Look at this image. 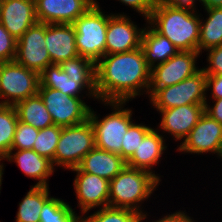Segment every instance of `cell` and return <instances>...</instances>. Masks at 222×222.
<instances>
[{
	"label": "cell",
	"mask_w": 222,
	"mask_h": 222,
	"mask_svg": "<svg viewBox=\"0 0 222 222\" xmlns=\"http://www.w3.org/2000/svg\"><path fill=\"white\" fill-rule=\"evenodd\" d=\"M151 68L140 48L104 55L95 64L96 91L99 101H132L147 94ZM146 92V93H145Z\"/></svg>",
	"instance_id": "6da1fadb"
},
{
	"label": "cell",
	"mask_w": 222,
	"mask_h": 222,
	"mask_svg": "<svg viewBox=\"0 0 222 222\" xmlns=\"http://www.w3.org/2000/svg\"><path fill=\"white\" fill-rule=\"evenodd\" d=\"M197 12L176 8L157 0L147 23L168 38L179 51H198L202 16Z\"/></svg>",
	"instance_id": "7a4b0ae2"
},
{
	"label": "cell",
	"mask_w": 222,
	"mask_h": 222,
	"mask_svg": "<svg viewBox=\"0 0 222 222\" xmlns=\"http://www.w3.org/2000/svg\"><path fill=\"white\" fill-rule=\"evenodd\" d=\"M160 182L151 172L125 166L110 180L109 206L138 212L143 222L148 214L142 210V203L152 196Z\"/></svg>",
	"instance_id": "3957f363"
},
{
	"label": "cell",
	"mask_w": 222,
	"mask_h": 222,
	"mask_svg": "<svg viewBox=\"0 0 222 222\" xmlns=\"http://www.w3.org/2000/svg\"><path fill=\"white\" fill-rule=\"evenodd\" d=\"M101 103L111 107L113 111L101 119L93 108L90 109L88 119L94 130L95 147L121 156L123 136L134 122L133 110L124 108L127 101H101Z\"/></svg>",
	"instance_id": "277c9868"
},
{
	"label": "cell",
	"mask_w": 222,
	"mask_h": 222,
	"mask_svg": "<svg viewBox=\"0 0 222 222\" xmlns=\"http://www.w3.org/2000/svg\"><path fill=\"white\" fill-rule=\"evenodd\" d=\"M108 20L109 14H105L96 0V3L72 23L79 55L95 64L105 55Z\"/></svg>",
	"instance_id": "5b68a950"
},
{
	"label": "cell",
	"mask_w": 222,
	"mask_h": 222,
	"mask_svg": "<svg viewBox=\"0 0 222 222\" xmlns=\"http://www.w3.org/2000/svg\"><path fill=\"white\" fill-rule=\"evenodd\" d=\"M94 147V130L89 119L81 124L62 127L52 164L54 168H76Z\"/></svg>",
	"instance_id": "8992f818"
},
{
	"label": "cell",
	"mask_w": 222,
	"mask_h": 222,
	"mask_svg": "<svg viewBox=\"0 0 222 222\" xmlns=\"http://www.w3.org/2000/svg\"><path fill=\"white\" fill-rule=\"evenodd\" d=\"M40 74L14 61L0 63V105L15 106L38 94Z\"/></svg>",
	"instance_id": "52a82bcc"
},
{
	"label": "cell",
	"mask_w": 222,
	"mask_h": 222,
	"mask_svg": "<svg viewBox=\"0 0 222 222\" xmlns=\"http://www.w3.org/2000/svg\"><path fill=\"white\" fill-rule=\"evenodd\" d=\"M205 72L200 68L193 76L181 82L157 89L149 101L155 109H169L189 104H205L207 101Z\"/></svg>",
	"instance_id": "ba28073f"
},
{
	"label": "cell",
	"mask_w": 222,
	"mask_h": 222,
	"mask_svg": "<svg viewBox=\"0 0 222 222\" xmlns=\"http://www.w3.org/2000/svg\"><path fill=\"white\" fill-rule=\"evenodd\" d=\"M38 94L55 125L73 126L88 120L91 107L82 100L84 97H71L60 90L48 87H39Z\"/></svg>",
	"instance_id": "9c48e42d"
},
{
	"label": "cell",
	"mask_w": 222,
	"mask_h": 222,
	"mask_svg": "<svg viewBox=\"0 0 222 222\" xmlns=\"http://www.w3.org/2000/svg\"><path fill=\"white\" fill-rule=\"evenodd\" d=\"M198 51H179L164 63L151 68L148 98L159 88L175 85L193 76L197 67Z\"/></svg>",
	"instance_id": "30bf717a"
},
{
	"label": "cell",
	"mask_w": 222,
	"mask_h": 222,
	"mask_svg": "<svg viewBox=\"0 0 222 222\" xmlns=\"http://www.w3.org/2000/svg\"><path fill=\"white\" fill-rule=\"evenodd\" d=\"M176 151L190 154L214 153L222 160V124L204 112ZM211 152V153H210Z\"/></svg>",
	"instance_id": "8fae6325"
},
{
	"label": "cell",
	"mask_w": 222,
	"mask_h": 222,
	"mask_svg": "<svg viewBox=\"0 0 222 222\" xmlns=\"http://www.w3.org/2000/svg\"><path fill=\"white\" fill-rule=\"evenodd\" d=\"M45 45V23L37 22L17 40L15 61L40 74L52 65Z\"/></svg>",
	"instance_id": "7c38bea8"
},
{
	"label": "cell",
	"mask_w": 222,
	"mask_h": 222,
	"mask_svg": "<svg viewBox=\"0 0 222 222\" xmlns=\"http://www.w3.org/2000/svg\"><path fill=\"white\" fill-rule=\"evenodd\" d=\"M70 171L76 172L73 187L81 215L87 214L96 207L101 209L109 206L110 181L95 174L83 172L79 167Z\"/></svg>",
	"instance_id": "4fadbf2b"
},
{
	"label": "cell",
	"mask_w": 222,
	"mask_h": 222,
	"mask_svg": "<svg viewBox=\"0 0 222 222\" xmlns=\"http://www.w3.org/2000/svg\"><path fill=\"white\" fill-rule=\"evenodd\" d=\"M126 13L109 14L105 55L133 51L141 47L144 28L138 27Z\"/></svg>",
	"instance_id": "5bb4252c"
},
{
	"label": "cell",
	"mask_w": 222,
	"mask_h": 222,
	"mask_svg": "<svg viewBox=\"0 0 222 222\" xmlns=\"http://www.w3.org/2000/svg\"><path fill=\"white\" fill-rule=\"evenodd\" d=\"M156 110L161 113V121L156 129L170 134L175 141H182L204 114L205 104H189Z\"/></svg>",
	"instance_id": "9a60e30c"
},
{
	"label": "cell",
	"mask_w": 222,
	"mask_h": 222,
	"mask_svg": "<svg viewBox=\"0 0 222 222\" xmlns=\"http://www.w3.org/2000/svg\"><path fill=\"white\" fill-rule=\"evenodd\" d=\"M96 0H35L37 21L45 24H72Z\"/></svg>",
	"instance_id": "2e32d148"
},
{
	"label": "cell",
	"mask_w": 222,
	"mask_h": 222,
	"mask_svg": "<svg viewBox=\"0 0 222 222\" xmlns=\"http://www.w3.org/2000/svg\"><path fill=\"white\" fill-rule=\"evenodd\" d=\"M39 87L57 89L71 97H84L82 93L87 89L84 91L86 92L85 96L97 99L96 78L68 77V75L63 72L61 67L57 64L47 66L40 73Z\"/></svg>",
	"instance_id": "e0dca14e"
},
{
	"label": "cell",
	"mask_w": 222,
	"mask_h": 222,
	"mask_svg": "<svg viewBox=\"0 0 222 222\" xmlns=\"http://www.w3.org/2000/svg\"><path fill=\"white\" fill-rule=\"evenodd\" d=\"M35 0H4L0 2V23L19 39L37 23Z\"/></svg>",
	"instance_id": "ac0fdd59"
},
{
	"label": "cell",
	"mask_w": 222,
	"mask_h": 222,
	"mask_svg": "<svg viewBox=\"0 0 222 222\" xmlns=\"http://www.w3.org/2000/svg\"><path fill=\"white\" fill-rule=\"evenodd\" d=\"M45 43L52 64L59 65L79 55L72 24H45Z\"/></svg>",
	"instance_id": "d6986e66"
},
{
	"label": "cell",
	"mask_w": 222,
	"mask_h": 222,
	"mask_svg": "<svg viewBox=\"0 0 222 222\" xmlns=\"http://www.w3.org/2000/svg\"><path fill=\"white\" fill-rule=\"evenodd\" d=\"M164 133L160 132L154 127L145 135L144 139L140 141V145L135 149L132 157L126 162V166L136 169L146 170L154 174L160 181V175L153 171L154 166L161 161L164 151L167 149L165 144Z\"/></svg>",
	"instance_id": "ffe728a7"
},
{
	"label": "cell",
	"mask_w": 222,
	"mask_h": 222,
	"mask_svg": "<svg viewBox=\"0 0 222 222\" xmlns=\"http://www.w3.org/2000/svg\"><path fill=\"white\" fill-rule=\"evenodd\" d=\"M4 160L16 163L24 175L37 180L38 182L33 186L49 187L48 180L55 168L52 161L39 155L33 149L10 150Z\"/></svg>",
	"instance_id": "44dd1931"
},
{
	"label": "cell",
	"mask_w": 222,
	"mask_h": 222,
	"mask_svg": "<svg viewBox=\"0 0 222 222\" xmlns=\"http://www.w3.org/2000/svg\"><path fill=\"white\" fill-rule=\"evenodd\" d=\"M125 166L126 161L119 154L94 147L83 157L78 167L83 172L95 174L110 181Z\"/></svg>",
	"instance_id": "7402d4cb"
},
{
	"label": "cell",
	"mask_w": 222,
	"mask_h": 222,
	"mask_svg": "<svg viewBox=\"0 0 222 222\" xmlns=\"http://www.w3.org/2000/svg\"><path fill=\"white\" fill-rule=\"evenodd\" d=\"M141 37V49L147 65L152 68L164 63L179 52V49L165 36L159 34L146 22Z\"/></svg>",
	"instance_id": "603a6c76"
},
{
	"label": "cell",
	"mask_w": 222,
	"mask_h": 222,
	"mask_svg": "<svg viewBox=\"0 0 222 222\" xmlns=\"http://www.w3.org/2000/svg\"><path fill=\"white\" fill-rule=\"evenodd\" d=\"M14 107L18 120L36 129L41 130L54 124L39 94L18 102Z\"/></svg>",
	"instance_id": "cb8c5ba5"
},
{
	"label": "cell",
	"mask_w": 222,
	"mask_h": 222,
	"mask_svg": "<svg viewBox=\"0 0 222 222\" xmlns=\"http://www.w3.org/2000/svg\"><path fill=\"white\" fill-rule=\"evenodd\" d=\"M207 18H200L198 52L222 45V7L203 8ZM204 20V22H203Z\"/></svg>",
	"instance_id": "d4e9b609"
},
{
	"label": "cell",
	"mask_w": 222,
	"mask_h": 222,
	"mask_svg": "<svg viewBox=\"0 0 222 222\" xmlns=\"http://www.w3.org/2000/svg\"><path fill=\"white\" fill-rule=\"evenodd\" d=\"M49 189L32 186L18 205L15 222H40L43 205L51 197Z\"/></svg>",
	"instance_id": "484cf974"
},
{
	"label": "cell",
	"mask_w": 222,
	"mask_h": 222,
	"mask_svg": "<svg viewBox=\"0 0 222 222\" xmlns=\"http://www.w3.org/2000/svg\"><path fill=\"white\" fill-rule=\"evenodd\" d=\"M18 124V115L14 106L0 105V164L12 146Z\"/></svg>",
	"instance_id": "4316f807"
},
{
	"label": "cell",
	"mask_w": 222,
	"mask_h": 222,
	"mask_svg": "<svg viewBox=\"0 0 222 222\" xmlns=\"http://www.w3.org/2000/svg\"><path fill=\"white\" fill-rule=\"evenodd\" d=\"M64 201L51 196L43 205L40 222H80V216Z\"/></svg>",
	"instance_id": "83f0119b"
},
{
	"label": "cell",
	"mask_w": 222,
	"mask_h": 222,
	"mask_svg": "<svg viewBox=\"0 0 222 222\" xmlns=\"http://www.w3.org/2000/svg\"><path fill=\"white\" fill-rule=\"evenodd\" d=\"M80 222H142V215L130 209L107 206L87 216L80 215Z\"/></svg>",
	"instance_id": "f1b7e54d"
},
{
	"label": "cell",
	"mask_w": 222,
	"mask_h": 222,
	"mask_svg": "<svg viewBox=\"0 0 222 222\" xmlns=\"http://www.w3.org/2000/svg\"><path fill=\"white\" fill-rule=\"evenodd\" d=\"M61 129V126L53 124L39 130L32 149L39 155L53 161L55 150L60 139Z\"/></svg>",
	"instance_id": "f546056e"
},
{
	"label": "cell",
	"mask_w": 222,
	"mask_h": 222,
	"mask_svg": "<svg viewBox=\"0 0 222 222\" xmlns=\"http://www.w3.org/2000/svg\"><path fill=\"white\" fill-rule=\"evenodd\" d=\"M151 126L143 123H132L122 139L121 157L127 162L140 145L145 135L151 130Z\"/></svg>",
	"instance_id": "4dcf8cb0"
},
{
	"label": "cell",
	"mask_w": 222,
	"mask_h": 222,
	"mask_svg": "<svg viewBox=\"0 0 222 222\" xmlns=\"http://www.w3.org/2000/svg\"><path fill=\"white\" fill-rule=\"evenodd\" d=\"M59 66L61 67V70L68 75V77L96 78L95 63L80 55L61 62Z\"/></svg>",
	"instance_id": "1f68e13d"
},
{
	"label": "cell",
	"mask_w": 222,
	"mask_h": 222,
	"mask_svg": "<svg viewBox=\"0 0 222 222\" xmlns=\"http://www.w3.org/2000/svg\"><path fill=\"white\" fill-rule=\"evenodd\" d=\"M38 133L39 129L18 120L11 150L32 149Z\"/></svg>",
	"instance_id": "d6a6232c"
},
{
	"label": "cell",
	"mask_w": 222,
	"mask_h": 222,
	"mask_svg": "<svg viewBox=\"0 0 222 222\" xmlns=\"http://www.w3.org/2000/svg\"><path fill=\"white\" fill-rule=\"evenodd\" d=\"M17 39H15L0 23V63L14 61Z\"/></svg>",
	"instance_id": "836d02e7"
},
{
	"label": "cell",
	"mask_w": 222,
	"mask_h": 222,
	"mask_svg": "<svg viewBox=\"0 0 222 222\" xmlns=\"http://www.w3.org/2000/svg\"><path fill=\"white\" fill-rule=\"evenodd\" d=\"M207 67L201 68L206 75H221L222 74V45L206 50Z\"/></svg>",
	"instance_id": "e575fe53"
},
{
	"label": "cell",
	"mask_w": 222,
	"mask_h": 222,
	"mask_svg": "<svg viewBox=\"0 0 222 222\" xmlns=\"http://www.w3.org/2000/svg\"><path fill=\"white\" fill-rule=\"evenodd\" d=\"M122 4H125V6H129L132 9H135L138 14L140 13L144 19L147 21V19L150 17L151 12L153 11L155 4L157 0H118Z\"/></svg>",
	"instance_id": "d590c367"
},
{
	"label": "cell",
	"mask_w": 222,
	"mask_h": 222,
	"mask_svg": "<svg viewBox=\"0 0 222 222\" xmlns=\"http://www.w3.org/2000/svg\"><path fill=\"white\" fill-rule=\"evenodd\" d=\"M212 99L222 98V74L221 75H207L206 77V91H210Z\"/></svg>",
	"instance_id": "8d00e7d4"
},
{
	"label": "cell",
	"mask_w": 222,
	"mask_h": 222,
	"mask_svg": "<svg viewBox=\"0 0 222 222\" xmlns=\"http://www.w3.org/2000/svg\"><path fill=\"white\" fill-rule=\"evenodd\" d=\"M212 100L215 102L213 106L209 105L208 101H206L205 113L215 119L219 124H222V98Z\"/></svg>",
	"instance_id": "74e56055"
},
{
	"label": "cell",
	"mask_w": 222,
	"mask_h": 222,
	"mask_svg": "<svg viewBox=\"0 0 222 222\" xmlns=\"http://www.w3.org/2000/svg\"><path fill=\"white\" fill-rule=\"evenodd\" d=\"M186 213L185 211H176L171 214H165L162 218L152 222H195V220L192 219L193 217H189Z\"/></svg>",
	"instance_id": "f35d334b"
},
{
	"label": "cell",
	"mask_w": 222,
	"mask_h": 222,
	"mask_svg": "<svg viewBox=\"0 0 222 222\" xmlns=\"http://www.w3.org/2000/svg\"><path fill=\"white\" fill-rule=\"evenodd\" d=\"M162 1L176 8L197 11L195 8L196 7L195 4H196V1L198 0L196 1L195 0H162Z\"/></svg>",
	"instance_id": "ab89813d"
},
{
	"label": "cell",
	"mask_w": 222,
	"mask_h": 222,
	"mask_svg": "<svg viewBox=\"0 0 222 222\" xmlns=\"http://www.w3.org/2000/svg\"><path fill=\"white\" fill-rule=\"evenodd\" d=\"M203 8L222 7V0H199Z\"/></svg>",
	"instance_id": "60d3db41"
},
{
	"label": "cell",
	"mask_w": 222,
	"mask_h": 222,
	"mask_svg": "<svg viewBox=\"0 0 222 222\" xmlns=\"http://www.w3.org/2000/svg\"><path fill=\"white\" fill-rule=\"evenodd\" d=\"M3 170H4V165H3V163H1L0 164V190H1L2 180H3L2 179V177H3L2 175H3V172H4Z\"/></svg>",
	"instance_id": "b9f144b4"
}]
</instances>
